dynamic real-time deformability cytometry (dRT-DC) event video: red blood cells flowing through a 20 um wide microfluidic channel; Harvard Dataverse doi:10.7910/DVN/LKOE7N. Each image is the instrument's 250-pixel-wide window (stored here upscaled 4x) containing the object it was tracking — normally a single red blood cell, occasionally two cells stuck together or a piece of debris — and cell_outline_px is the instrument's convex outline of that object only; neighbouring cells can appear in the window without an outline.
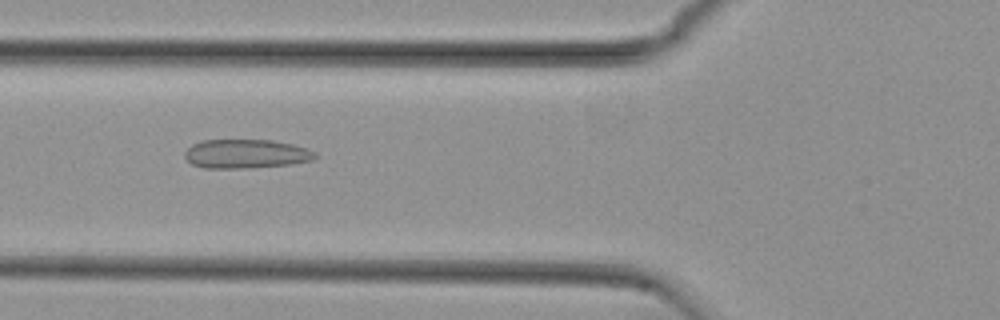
{"species": "common noctule bat (a hibernating species)", "species_latin": "Nyctalus noctula", "temperature_condition": "cold", "stored_images_in_passage": 26, "camera_frame_rate_fps": 3000, "um_per_image_px": 0.085, "animal": {"sex": "female", "body_mass_g": 29.2, "forearm_length_mm": 56.3}, "frame": {"image": 1, "passage_image": 13, "time_ms": 4.0, "image_size_px": [1000, 320], "cell_outline_px": [[316, 156], [312, 160], [292, 164], [252, 168], [204, 168], [192, 164], [184, 156], [184, 152], [192, 144], [204, 140], [272, 140], [292, 144], [308, 148], [316, 152]], "centroid_in_image_um": [20.92, 13.08], "position_along_channel_um": 104.9, "area_um2": 22.14}}
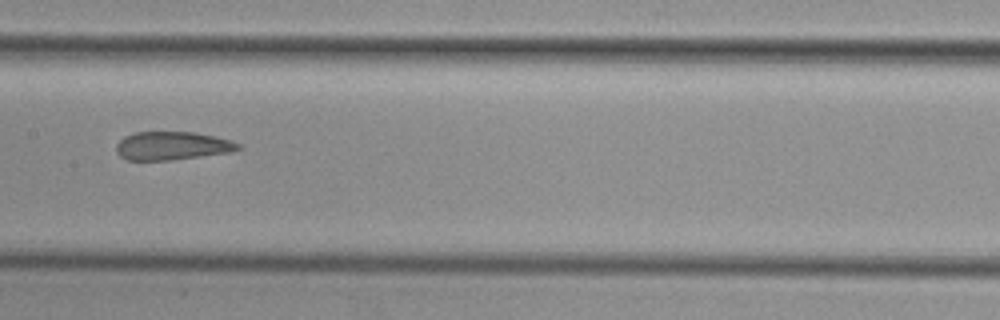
{"frame": {"image": 2, "passage_image": 20, "time_ms": 6.333, "image_size_px": [1000, 320], "cell_outline_px": [[244, 148], [232, 152], [172, 160], [128, 160], [120, 156], [116, 152], [116, 144], [124, 136], [136, 132], [196, 132], [228, 140], [240, 144]], "centroid_in_image_um": [14.63, 12.4], "position_along_channel_um": 192.8, "area_um2": 20.17}}
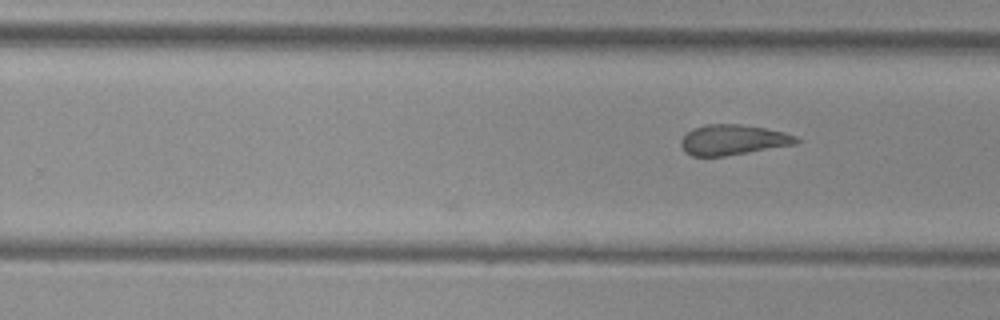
{"frame": {"image": 3, "passage_image": 26, "time_ms": 8.333, "image_size_px": [1000, 320], "cell_outline_px": [[800, 140], [796, 144], [724, 156], [692, 156], [684, 152], [680, 144], [680, 140], [692, 128], [708, 124], [740, 124], [764, 128], [784, 132], [796, 136]], "centroid_in_image_um": [62.27, 11.88], "position_along_channel_um": 267.5, "area_um2": 20.29}}